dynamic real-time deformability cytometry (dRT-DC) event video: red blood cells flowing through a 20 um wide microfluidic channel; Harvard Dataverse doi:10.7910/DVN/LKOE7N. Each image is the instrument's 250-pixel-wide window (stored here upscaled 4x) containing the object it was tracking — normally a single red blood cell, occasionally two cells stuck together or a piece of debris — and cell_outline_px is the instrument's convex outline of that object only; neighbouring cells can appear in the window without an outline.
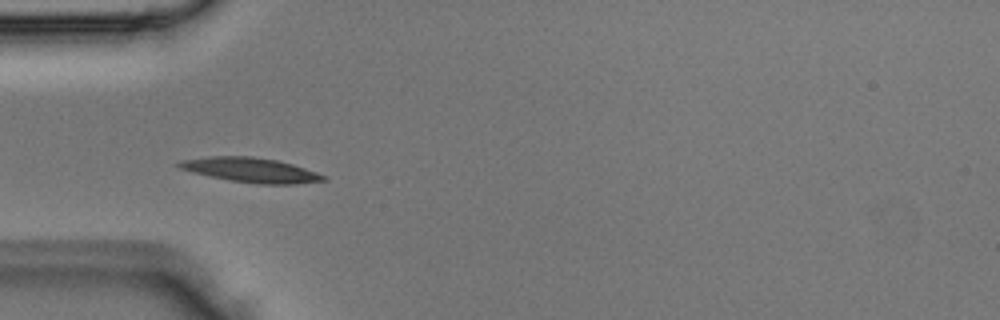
{"species": "Egyptian fruit bat (a non-hibernating species)", "species_latin": "Rousettus aegyptiacus", "temperature_condition": "room temperature", "stored_images_in_passage": 3, "camera_frame_rate_fps": 3000, "um_per_image_px": 0.085, "animal": {"sex": "male"}, "frame": {"image": 1, "passage_image": 3, "time_ms": 0.667, "image_size_px": [1000, 320], "cell_outline_px": [[328, 180], [292, 184], [256, 184], [228, 180], [192, 172], [180, 168], [176, 164], [180, 160], [212, 156], [252, 156], [276, 160], [292, 164], [316, 172], [324, 176]], "centroid_in_image_um": [21.29, 14.45], "position_along_channel_um": 63.7, "area_um2": 20.58}}